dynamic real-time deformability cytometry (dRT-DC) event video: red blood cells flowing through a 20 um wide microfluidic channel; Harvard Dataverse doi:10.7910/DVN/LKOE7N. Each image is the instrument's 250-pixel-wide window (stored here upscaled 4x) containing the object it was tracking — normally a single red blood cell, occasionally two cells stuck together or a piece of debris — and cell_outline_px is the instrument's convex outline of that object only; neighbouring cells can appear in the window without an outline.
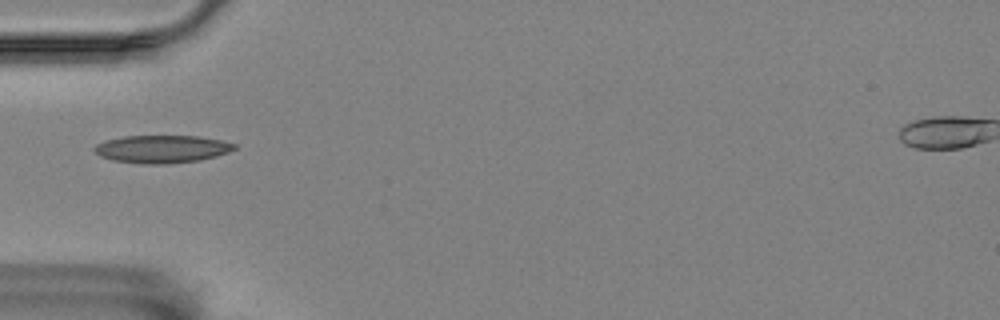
{"species": "Egyptian fruit bat (a non-hibernating species)", "species_latin": "Rousettus aegyptiacus", "temperature_condition": "room temperature", "stored_images_in_passage": 39, "camera_frame_rate_fps": 3000, "um_per_image_px": 0.085, "animal": {"sex": "female"}, "frame": {"image": 1, "passage_image": 1, "time_ms": 0.0, "image_size_px": [1000, 320], "cell_outline_px": [[236, 148], [228, 152], [216, 156], [200, 160], [164, 164], [144, 164], [112, 160], [100, 156], [92, 148], [96, 144], [104, 140], [124, 136], [200, 136], [220, 140], [236, 144]], "centroid_in_image_um": [13.74, 12.66], "position_along_channel_um": 71.3, "area_um2": 22.66}}
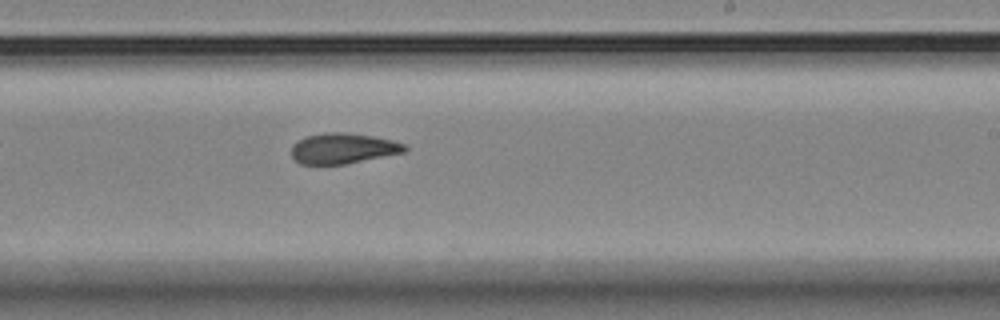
{"frame": {"image": 2, "passage_image": 17, "time_ms": 5.333, "image_size_px": [1000, 320], "cell_outline_px": [[408, 148], [404, 152], [344, 164], [300, 164], [292, 156], [292, 144], [296, 140], [304, 136], [324, 132], [344, 132], [372, 136], [392, 140], [408, 144]], "centroid_in_image_um": [29.14, 12.6], "position_along_channel_um": 259.9, "area_um2": 20.23}}
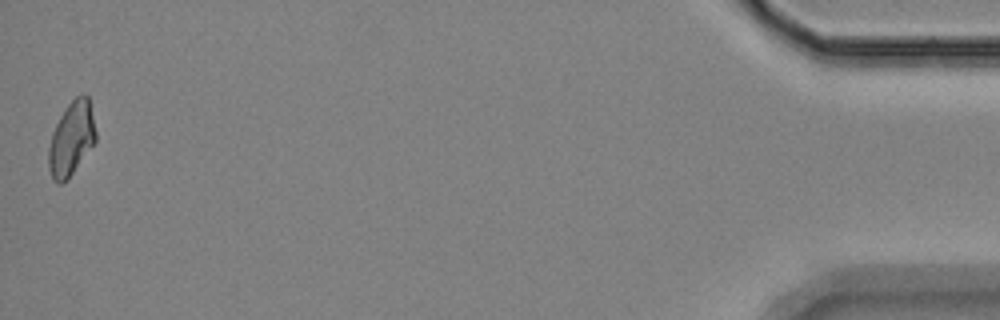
{"frame": {"image": 3, "passage_image": 39, "time_ms": 12.667, "image_size_px": [1000, 320], "cell_outline_px": [[96, 140], [68, 180], [60, 184], [56, 184], [52, 180], [48, 168], [48, 148], [52, 132], [60, 116], [68, 104], [80, 92], [84, 92], [88, 96], [96, 132]], "centroid_in_image_um": [6.05, 11.8], "position_along_channel_um": 429.2, "area_um2": 20.46}, "authors_computed_cell_mechanics": {"area_um2": 20.2878, "velocity_mm_per_s": 3.5141, "shape_relaxation_time_tau1_ms": 6.2369, "shape_relaxation_time_tau2_ms": 3.6059, "deformation_change_tau1": 0.1581, "deformation_change_tau2": 0.0941}}